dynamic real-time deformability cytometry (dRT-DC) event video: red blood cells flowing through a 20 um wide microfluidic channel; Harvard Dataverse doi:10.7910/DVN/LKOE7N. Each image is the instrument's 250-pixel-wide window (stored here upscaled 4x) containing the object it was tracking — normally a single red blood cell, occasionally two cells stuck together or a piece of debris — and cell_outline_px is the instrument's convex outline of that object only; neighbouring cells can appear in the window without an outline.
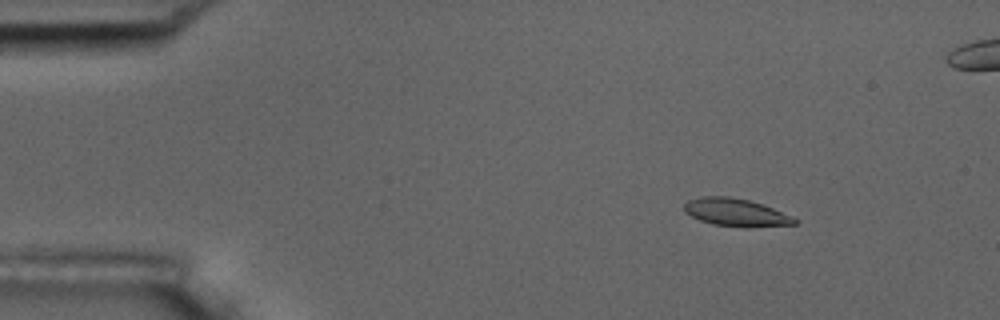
{"species": "common noctule bat (a hibernating species)", "species_latin": "Nyctalus noctula", "temperature_condition": "room temperature", "stored_images_in_passage": 57, "camera_frame_rate_fps": 3000, "um_per_image_px": 0.085, "animal": {"sex": "male", "body_mass_g": 17.5, "forearm_length_mm": 52.3}, "frame": {"image": 1, "passage_image": 8, "time_ms": 2.333, "image_size_px": [1000, 320], "cell_outline_px": [[800, 220], [796, 224], [712, 224], [700, 220], [684, 212], [684, 204], [688, 200], [700, 196], [728, 196], [748, 200], [772, 208]], "centroid_in_image_um": [62.44, 17.98], "position_along_channel_um": 22.6, "area_um2": 16.65}}
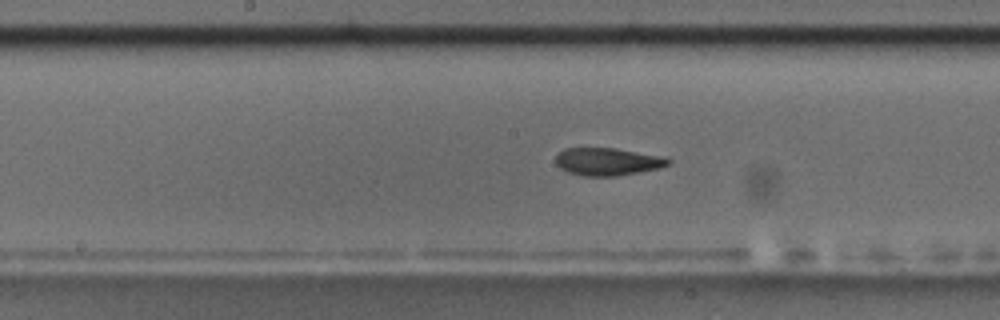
{"frame": {"image": 2, "passage_image": 29, "time_ms": 9.333, "image_size_px": [1000, 320], "cell_outline_px": [[672, 160], [668, 164], [660, 168], [616, 176], [584, 176], [568, 172], [560, 168], [556, 164], [556, 156], [564, 148], [616, 148], [664, 156]], "centroid_in_image_um": [51.66, 13.73], "position_along_channel_um": 196.5, "area_um2": 18.15}}
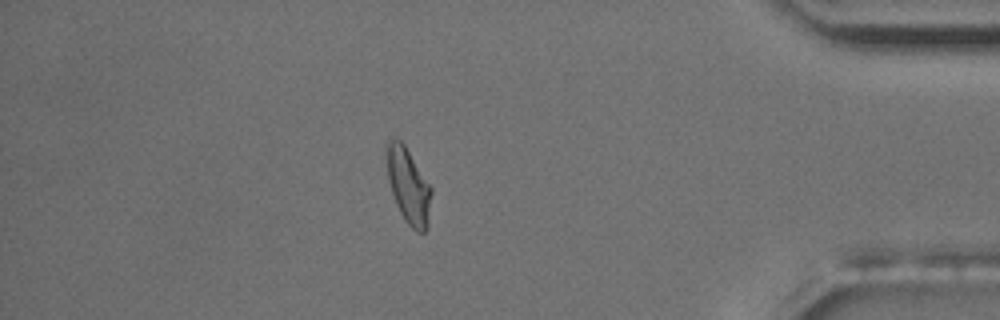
{"frame": {"image": 3, "passage_image": 49, "time_ms": 16.0, "image_size_px": [1000, 320], "cell_outline_px": [[432, 192], [428, 228], [424, 232], [416, 232], [404, 220], [396, 204], [388, 180], [384, 152], [384, 144], [388, 140], [400, 140], [404, 144], [432, 188]], "centroid_in_image_um": [34.69, 15.78], "position_along_channel_um": 400.5, "area_um2": 19.94}, "authors_computed_cell_mechanics": {"area_um2": 18.496, "velocity_mm_per_s": 3.6292, "shape_relaxation_time_tau1_ms": 6.5537, "shape_relaxation_time_tau2_ms": 3.1059, "deformation_change_tau1": 0.1961, "deformation_change_tau2": 0.0676}}